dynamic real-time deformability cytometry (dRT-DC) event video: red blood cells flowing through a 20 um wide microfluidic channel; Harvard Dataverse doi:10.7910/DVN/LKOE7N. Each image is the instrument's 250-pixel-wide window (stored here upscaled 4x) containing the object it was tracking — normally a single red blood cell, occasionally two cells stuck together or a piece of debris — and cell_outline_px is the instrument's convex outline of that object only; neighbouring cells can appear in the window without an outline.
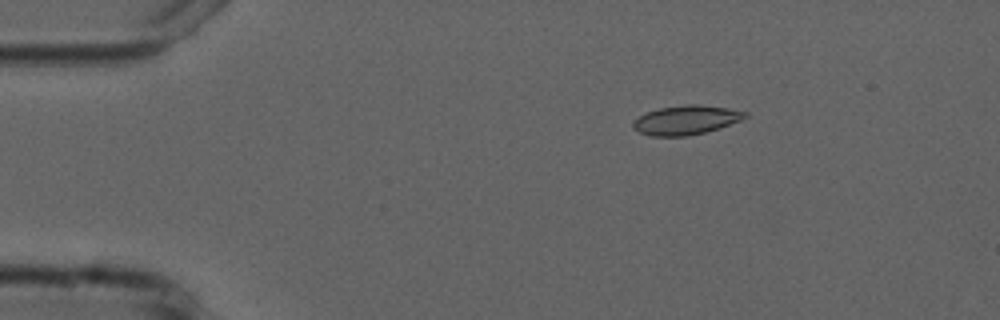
{"species": "common noctule bat (a hibernating species)", "species_latin": "Nyctalus noctula", "temperature_condition": "cold", "stored_images_in_passage": 5, "camera_frame_rate_fps": 3000, "um_per_image_px": 0.085, "animal": {"sex": "male", "forearm_length_mm": 52.5}, "frame": {"image": 1, "passage_image": 3, "time_ms": 2.667, "image_size_px": [1000, 320], "cell_outline_px": [[748, 116], [740, 120], [720, 128], [688, 136], [652, 136], [640, 132], [632, 128], [632, 124], [640, 116], [648, 112], [660, 108], [684, 104], [696, 104], [728, 108], [748, 112]], "centroid_in_image_um": [58.33, 10.2], "position_along_channel_um": 26.7, "area_um2": 18.9}}